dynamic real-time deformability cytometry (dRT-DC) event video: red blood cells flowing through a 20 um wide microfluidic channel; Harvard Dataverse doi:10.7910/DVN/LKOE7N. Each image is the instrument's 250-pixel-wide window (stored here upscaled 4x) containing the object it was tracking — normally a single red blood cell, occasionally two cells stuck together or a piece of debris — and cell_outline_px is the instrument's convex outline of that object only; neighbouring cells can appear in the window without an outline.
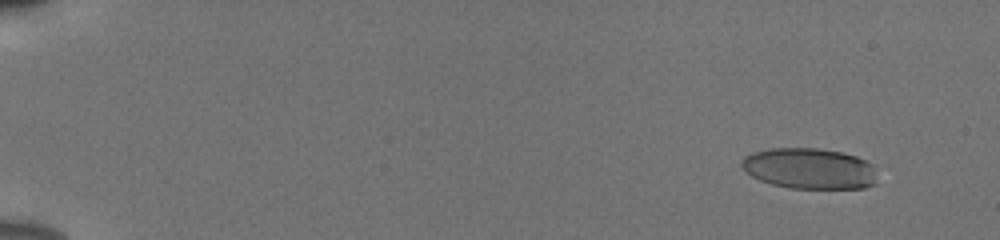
{"species": "human", "species_latin": "Homo sapiens", "temperature_condition": "cold", "stored_images_in_passage": 51, "camera_frame_rate_fps": 3000, "um_per_image_px": 0.085, "donor": {"sex": "male"}, "frame": {"image": 1, "passage_image": 1, "time_ms": 0.0, "image_size_px": [1000, 240], "cell_outline_px": [[876, 184], [864, 188], [792, 188], [772, 184], [760, 180], [744, 172], [740, 164], [740, 160], [744, 156], [752, 152], [768, 148], [816, 148], [844, 152], [868, 160], [876, 164]], "centroid_in_image_um": [68.83, 14.31], "position_along_channel_um": 16.2, "area_um2": 32.89}}
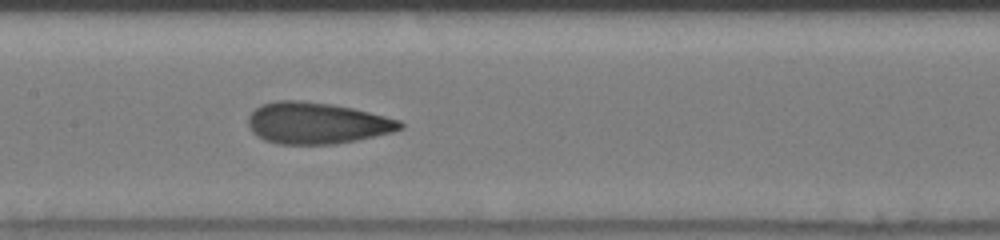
{"frame": {"image": 2, "passage_image": 26, "time_ms": 8.333, "image_size_px": [1000, 240], "cell_outline_px": [[404, 128], [392, 132], [356, 140], [336, 144], [276, 144], [264, 140], [256, 136], [252, 132], [248, 124], [248, 116], [260, 104], [276, 100], [300, 100], [332, 104], [352, 108], [400, 120], [404, 124]], "centroid_in_image_um": [26.89, 10.46], "position_along_channel_um": 180.5, "area_um2": 36.82}}
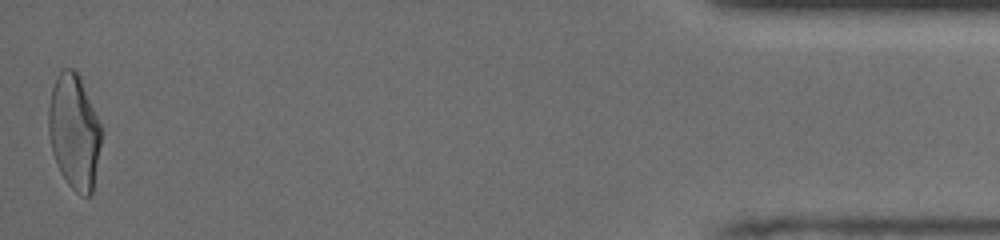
{"frame": {"image": 3, "passage_image": 51, "time_ms": 16.667, "image_size_px": [1000, 240], "cell_outline_px": [[100, 144], [92, 192], [88, 196], [80, 196], [68, 184], [60, 172], [52, 152], [48, 132], [48, 108], [52, 88], [56, 76], [64, 68], [72, 68], [80, 76], [100, 124]], "centroid_in_image_um": [6.27, 11.18], "position_along_channel_um": 428.9, "area_um2": 34.97}, "authors_computed_cell_mechanics": {"area_um2": 35.3158, "velocity_mm_per_s": 3.8806, "shape_relaxation_time_tau1_ms": 7.9802, "shape_relaxation_time_tau2_ms": 1.0874, "deformation_change_tau1": 0.2404, "deformation_change_tau2": 0.085}}